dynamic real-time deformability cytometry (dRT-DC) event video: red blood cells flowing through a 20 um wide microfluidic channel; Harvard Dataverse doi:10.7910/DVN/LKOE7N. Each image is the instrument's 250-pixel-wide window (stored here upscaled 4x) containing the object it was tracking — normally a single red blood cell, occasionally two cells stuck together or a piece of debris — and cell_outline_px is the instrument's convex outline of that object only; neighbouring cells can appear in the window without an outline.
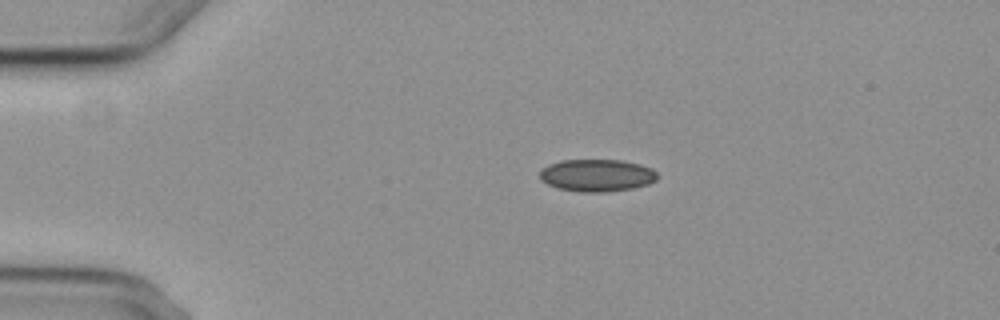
{"species": "common noctule bat (a hibernating species)", "species_latin": "Nyctalus noctula", "temperature_condition": "cold", "stored_images_in_passage": 3, "camera_frame_rate_fps": 3000, "um_per_image_px": 0.085, "animal": {"sex": "female", "body_mass_g": 29.2, "forearm_length_mm": 56.3}, "frame": {"image": 1, "passage_image": 1, "time_ms": 0.0, "image_size_px": [1000, 320], "cell_outline_px": [[656, 180], [648, 184], [632, 188], [604, 192], [580, 192], [560, 188], [548, 184], [540, 180], [540, 168], [548, 164], [560, 160], [620, 160], [640, 164], [652, 168], [656, 172]], "centroid_in_image_um": [50.71, 14.89], "position_along_channel_um": 34.3, "area_um2": 22.14}}